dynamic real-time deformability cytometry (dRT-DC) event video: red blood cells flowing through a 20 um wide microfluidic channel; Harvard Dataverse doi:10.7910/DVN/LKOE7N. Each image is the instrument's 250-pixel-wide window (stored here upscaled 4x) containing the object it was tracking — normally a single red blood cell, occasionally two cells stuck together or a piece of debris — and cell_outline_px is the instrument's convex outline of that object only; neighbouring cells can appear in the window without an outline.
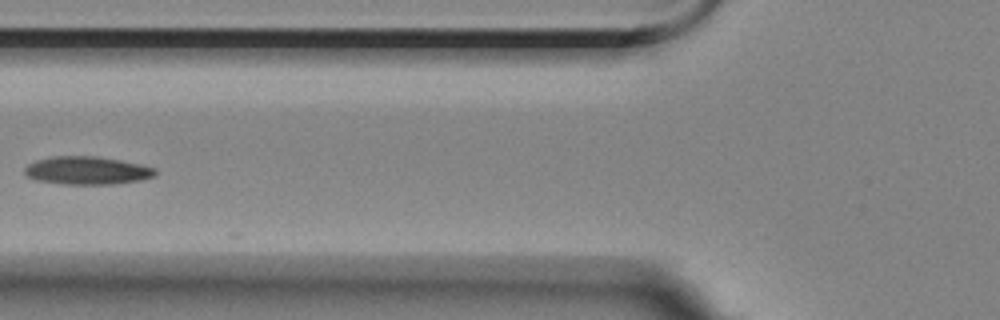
{"species": "Egyptian fruit bat (a non-hibernating species)", "species_latin": "Rousettus aegyptiacus", "temperature_condition": "room temperature", "stored_images_in_passage": 5, "camera_frame_rate_fps": 3000, "um_per_image_px": 0.085, "animal": {"sex": "female"}, "frame": {"image": 1, "passage_image": 5, "time_ms": 5.0, "image_size_px": [1000, 320], "cell_outline_px": [[156, 176], [140, 180], [116, 184], [64, 184], [36, 180], [28, 176], [24, 172], [24, 168], [28, 164], [36, 160], [52, 156], [96, 156], [120, 160], [140, 164], [156, 168]], "centroid_in_image_um": [7.41, 14.49], "position_along_channel_um": 118.4, "area_um2": 21.39}}